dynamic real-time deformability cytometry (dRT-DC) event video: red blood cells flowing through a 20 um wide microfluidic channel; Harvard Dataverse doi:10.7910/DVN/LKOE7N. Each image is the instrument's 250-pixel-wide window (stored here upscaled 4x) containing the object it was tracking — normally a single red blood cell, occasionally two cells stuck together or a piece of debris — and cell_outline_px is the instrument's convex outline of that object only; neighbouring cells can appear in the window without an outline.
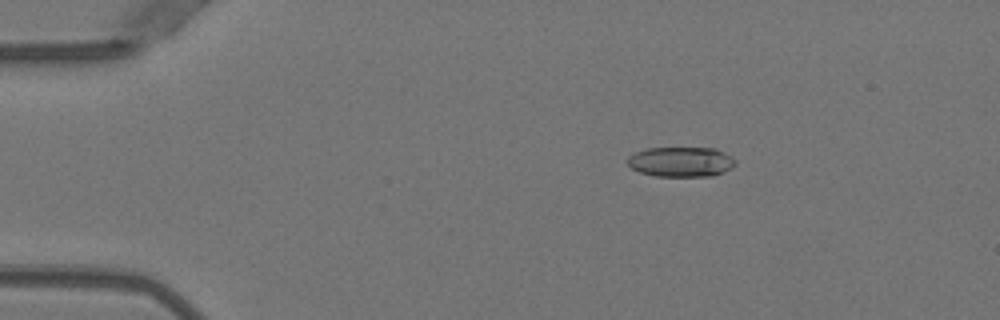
{"species": "Egyptian fruit bat (a non-hibernating species)", "species_latin": "Rousettus aegyptiacus", "temperature_condition": "warm", "stored_images_in_passage": 51, "camera_frame_rate_fps": 3000, "um_per_image_px": 0.085, "animal": {"sex": "female"}, "frame": {"image": 1, "passage_image": 9, "time_ms": 2.667, "image_size_px": [1000, 320], "cell_outline_px": [[736, 164], [724, 172], [712, 176], [656, 176], [640, 172], [632, 168], [628, 164], [628, 156], [636, 152], [648, 148], [716, 148], [732, 156], [736, 160]], "centroid_in_image_um": [57.92, 13.75], "position_along_channel_um": 27.1, "area_um2": 18.84}}
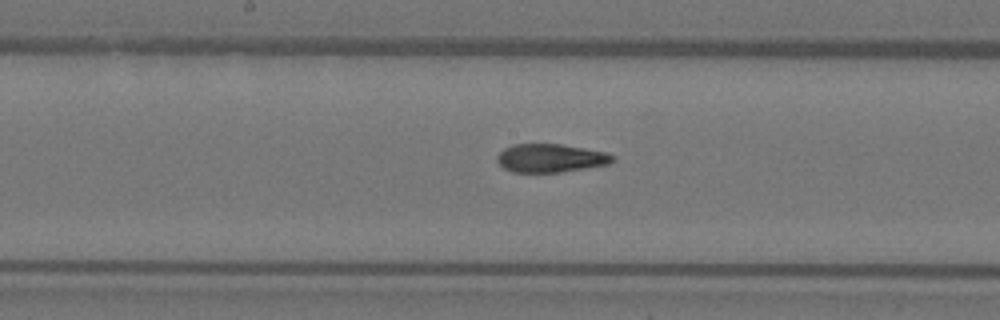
{"frame": {"image": 2, "passage_image": 27, "time_ms": 8.667, "image_size_px": [1000, 320], "cell_outline_px": [[612, 160], [608, 164], [584, 168], [556, 172], [512, 172], [504, 168], [496, 160], [496, 156], [504, 148], [512, 144], [560, 144], [608, 152], [612, 156]], "centroid_in_image_um": [46.74, 13.43], "position_along_channel_um": 201.5, "area_um2": 18.9}}
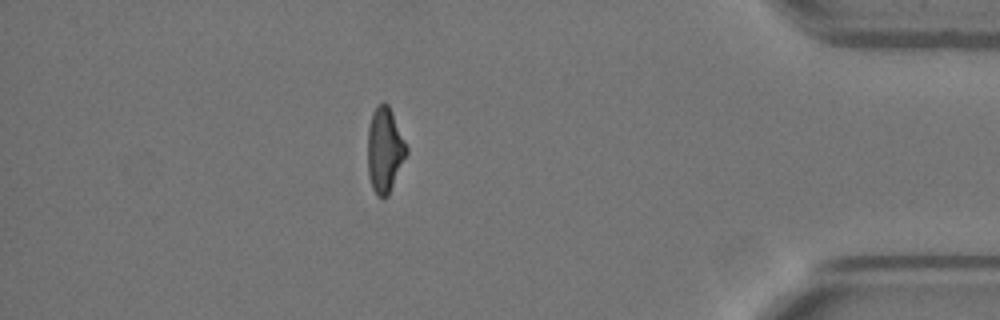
{"frame": {"image": 3, "passage_image": 45, "time_ms": 14.667, "image_size_px": [1000, 320], "cell_outline_px": [[408, 152], [388, 196], [384, 200], [376, 196], [372, 188], [368, 176], [368, 128], [372, 112], [384, 100], [388, 104], [392, 112], [408, 148]], "centroid_in_image_um": [32.69, 12.78], "position_along_channel_um": 402.5, "area_um2": 19.36}, "authors_computed_cell_mechanics": {"area_um2": 19.363, "velocity_mm_per_s": 4.0156, "shape_relaxation_time_tau1_ms": 6.2366, "shape_relaxation_time_tau2_ms": 1.7469, "deformation_change_tau1": 0.22, "deformation_change_tau2": 0.094}}